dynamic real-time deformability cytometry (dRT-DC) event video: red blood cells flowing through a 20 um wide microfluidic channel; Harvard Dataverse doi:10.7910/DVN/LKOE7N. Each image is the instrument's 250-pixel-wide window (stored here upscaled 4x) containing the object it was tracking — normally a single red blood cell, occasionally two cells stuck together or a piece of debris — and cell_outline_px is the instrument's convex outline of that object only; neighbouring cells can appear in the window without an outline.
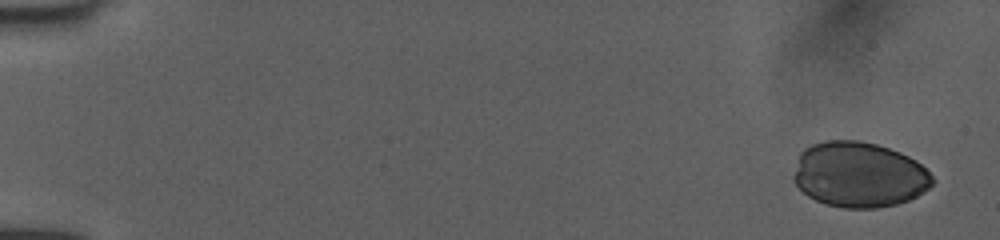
{"species": "human", "species_latin": "Homo sapiens", "temperature_condition": "room temperature", "stored_images_in_passage": 6, "camera_frame_rate_fps": 3000, "um_per_image_px": 0.085, "donor": {"sex": "female"}, "frame": {"image": 1, "passage_image": 1, "time_ms": 0.0, "image_size_px": [1000, 240], "cell_outline_px": [[936, 180], [924, 192], [908, 200], [896, 204], [876, 208], [844, 208], [828, 204], [816, 200], [808, 196], [796, 184], [792, 176], [800, 152], [804, 148], [812, 144], [824, 140], [860, 140], [876, 144], [900, 152], [916, 160]], "centroid_in_image_um": [73.01, 14.83], "position_along_channel_um": 12.0, "area_um2": 52.94}}